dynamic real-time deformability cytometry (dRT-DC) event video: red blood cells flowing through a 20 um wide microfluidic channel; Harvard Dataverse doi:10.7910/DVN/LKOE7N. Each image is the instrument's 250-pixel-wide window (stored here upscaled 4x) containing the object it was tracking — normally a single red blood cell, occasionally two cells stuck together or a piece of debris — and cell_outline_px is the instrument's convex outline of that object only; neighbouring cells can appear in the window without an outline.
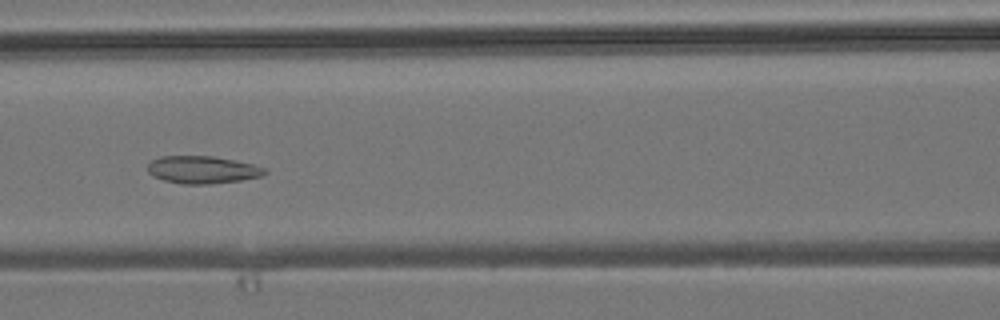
{"species": "common noctule bat (a hibernating species)", "species_latin": "Nyctalus noctula", "temperature_condition": "room temperature", "stored_images_in_passage": 7, "camera_frame_rate_fps": 3000, "um_per_image_px": 0.085, "animal": {"sex": "male", "body_mass_g": 19.2, "forearm_length_mm": 51.8}, "frame": {"image": 1, "passage_image": 5, "time_ms": 4.667, "image_size_px": [1000, 320], "cell_outline_px": [[268, 172], [260, 176], [240, 180], [208, 184], [184, 184], [164, 180], [152, 176], [148, 172], [148, 164], [152, 160], [160, 156], [212, 156], [236, 160], [268, 168]], "centroid_in_image_um": [17.21, 14.42], "position_along_channel_um": 149.4, "area_um2": 18.79}}